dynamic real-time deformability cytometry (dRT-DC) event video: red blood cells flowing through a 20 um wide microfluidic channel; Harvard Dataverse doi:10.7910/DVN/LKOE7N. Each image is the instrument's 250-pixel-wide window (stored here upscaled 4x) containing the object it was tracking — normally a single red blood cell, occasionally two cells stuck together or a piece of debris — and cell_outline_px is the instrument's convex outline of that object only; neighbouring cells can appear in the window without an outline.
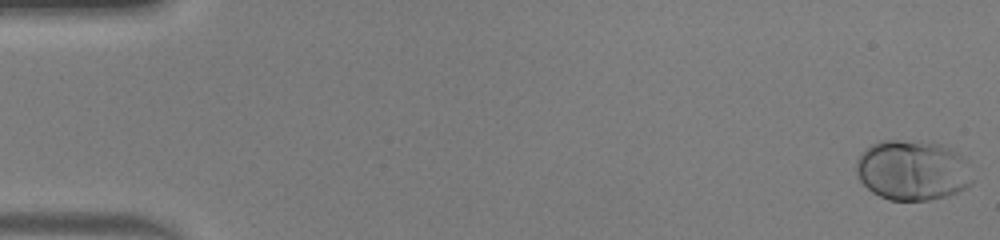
{"species": "human", "species_latin": "Homo sapiens", "temperature_condition": "warm", "stored_images_in_passage": 49, "camera_frame_rate_fps": 3000, "um_per_image_px": 0.085, "donor": {"sex": "male"}, "frame": {"image": 1, "passage_image": 1, "time_ms": 0.0, "image_size_px": [1000, 240], "cell_outline_px": [[972, 184], [956, 192], [944, 196], [928, 200], [888, 200], [872, 192], [860, 180], [856, 172], [856, 160], [872, 144], [880, 140], [900, 140], [940, 144], [956, 152], [960, 156], [972, 180]], "centroid_in_image_um": [77.5, 14.48], "position_along_channel_um": 7.5, "area_um2": 39.94}}
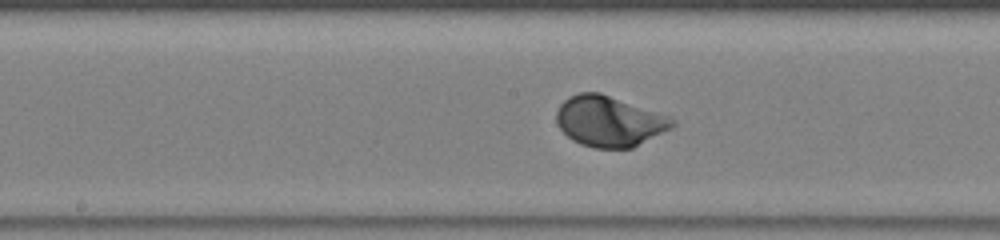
{"frame": {"image": 2, "passage_image": 26, "time_ms": 8.333, "image_size_px": [1000, 240], "cell_outline_px": [[676, 124], [672, 128], [632, 148], [592, 148], [580, 144], [572, 140], [560, 128], [556, 120], [556, 112], [560, 104], [568, 96], [580, 92], [600, 92], [668, 116], [676, 120]], "centroid_in_image_um": [51.77, 10.31], "position_along_channel_um": 196.4, "area_um2": 34.1}}
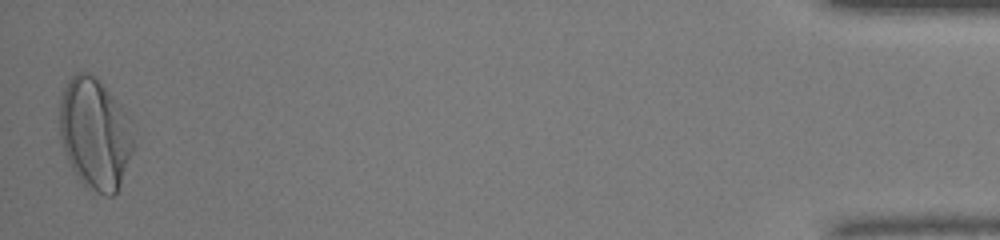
{"frame": {"image": 3, "passage_image": 49, "time_ms": 16.0, "image_size_px": [1000, 240], "cell_outline_px": [[136, 144], [120, 184], [116, 192], [112, 196], [104, 196], [96, 192], [84, 184], [80, 180], [68, 164], [60, 140], [60, 100], [64, 88], [68, 80], [76, 72], [88, 72], [96, 76], [104, 84], [120, 104], [132, 120]], "centroid_in_image_um": [8.1, 11.35], "position_along_channel_um": 427.1, "area_um2": 48.73}, "authors_computed_cell_mechanics": {"area_um2": 34.0442, "velocity_mm_per_s": 4.1893, "shape_relaxation_time_tau1_ms": 1.5898, "shape_relaxation_time_tau2_ms": null, "deformation_change_tau1": 0.1361, "deformation_change_tau2": null}}